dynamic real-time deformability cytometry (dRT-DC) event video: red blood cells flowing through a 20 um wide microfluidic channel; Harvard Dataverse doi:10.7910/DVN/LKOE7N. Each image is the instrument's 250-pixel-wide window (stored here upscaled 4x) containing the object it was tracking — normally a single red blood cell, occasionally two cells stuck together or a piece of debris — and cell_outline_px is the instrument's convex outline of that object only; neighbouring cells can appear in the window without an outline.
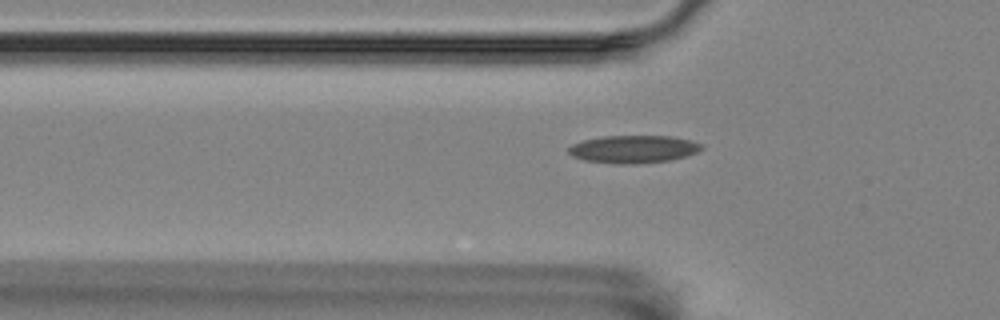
{"species": "Egyptian fruit bat (a non-hibernating species)", "species_latin": "Rousettus aegyptiacus", "temperature_condition": "room temperature", "stored_images_in_passage": 41, "camera_frame_rate_fps": 3000, "um_per_image_px": 0.085, "animal": {"sex": "female"}, "frame": {"image": 1, "passage_image": 3, "time_ms": 0.667, "image_size_px": [1000, 320], "cell_outline_px": [[704, 148], [688, 156], [672, 160], [636, 164], [612, 164], [584, 160], [572, 156], [568, 152], [568, 148], [572, 144], [584, 140], [604, 136], [672, 136], [704, 144]], "centroid_in_image_um": [53.86, 12.69], "position_along_channel_um": 71.9, "area_um2": 21.68}}
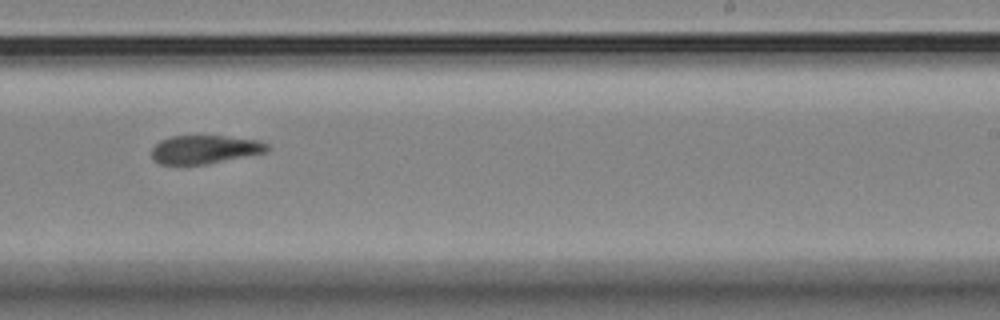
{"frame": {"image": 2, "passage_image": 20, "time_ms": 6.333, "image_size_px": [1000, 320], "cell_outline_px": [[272, 148], [268, 152], [208, 164], [184, 168], [160, 164], [152, 160], [152, 148], [160, 140], [172, 136], [224, 136], [260, 140], [268, 144]], "centroid_in_image_um": [17.39, 12.75], "position_along_channel_um": 271.6, "area_um2": 20.06}}
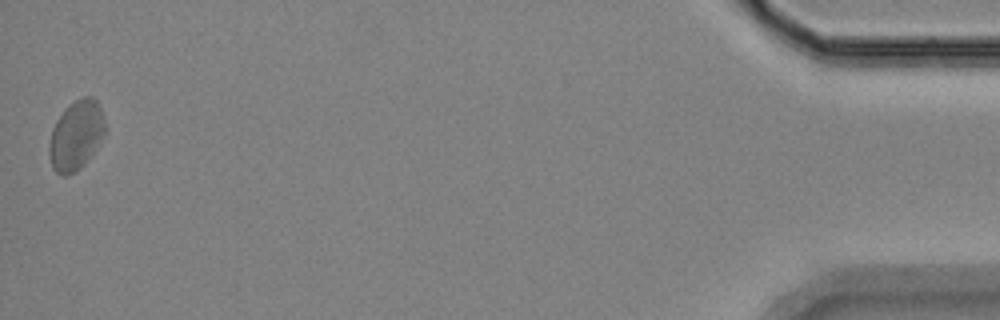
{"frame": {"image": 3, "passage_image": 41, "time_ms": 13.333, "image_size_px": [1000, 320], "cell_outline_px": [[108, 128], [104, 136], [84, 164], [76, 172], [68, 176], [64, 176], [56, 172], [52, 168], [48, 152], [48, 144], [52, 128], [56, 120], [76, 100], [84, 96], [92, 96], [96, 100], [104, 116]], "centroid_in_image_um": [6.48, 11.53], "position_along_channel_um": 428.7, "area_um2": 22.72}, "authors_computed_cell_mechanics": {"area_um2": 20.6924, "velocity_mm_per_s": 3.5146, "shape_relaxation_time_tau1_ms": null, "shape_relaxation_time_tau2_ms": 5.0691, "deformation_change_tau1": null, "deformation_change_tau2": 0.1253}}